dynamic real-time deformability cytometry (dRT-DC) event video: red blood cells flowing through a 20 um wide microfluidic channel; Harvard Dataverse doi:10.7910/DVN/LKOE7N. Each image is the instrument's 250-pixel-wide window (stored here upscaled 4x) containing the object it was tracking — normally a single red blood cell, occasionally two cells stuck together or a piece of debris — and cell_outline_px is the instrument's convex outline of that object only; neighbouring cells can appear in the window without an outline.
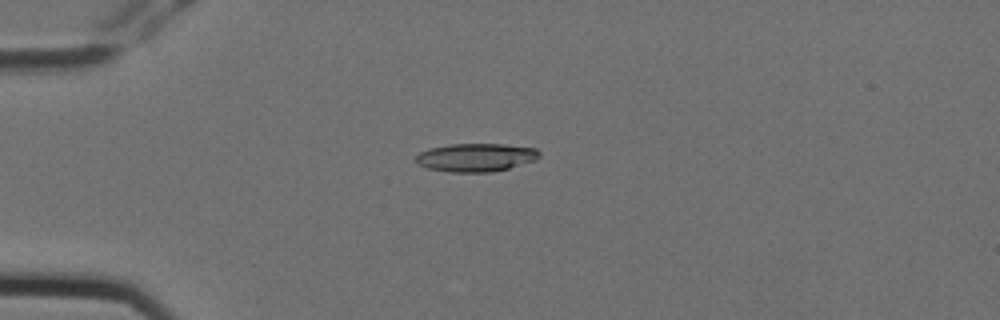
{"species": "Egyptian fruit bat (a non-hibernating species)", "species_latin": "Rousettus aegyptiacus", "temperature_condition": "cold", "stored_images_in_passage": 6, "camera_frame_rate_fps": 3000, "um_per_image_px": 0.085, "animal": {"sex": "female"}, "frame": {"image": 1, "passage_image": 1, "time_ms": 0.0, "image_size_px": [1000, 320], "cell_outline_px": [[540, 156], [536, 160], [508, 168], [488, 172], [448, 172], [428, 168], [420, 164], [416, 160], [416, 156], [420, 152], [428, 148], [448, 144], [504, 144], [536, 148], [540, 152]], "centroid_in_image_um": [40.46, 13.37], "position_along_channel_um": 44.5, "area_um2": 20.29}}
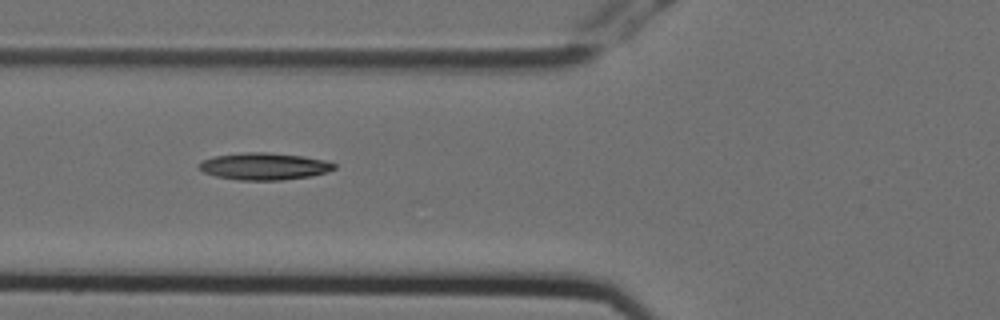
{"frame": {"image": 2, "passage_image": 3, "time_ms": 0.667, "image_size_px": [1000, 320], "cell_outline_px": [[336, 168], [328, 172], [312, 176], [280, 180], [240, 180], [216, 176], [204, 172], [196, 168], [196, 164], [204, 160], [216, 156], [244, 152], [268, 152], [304, 156], [324, 160], [336, 164]], "centroid_in_image_um": [22.46, 14.13], "position_along_channel_um": 103.3, "area_um2": 21.39}}
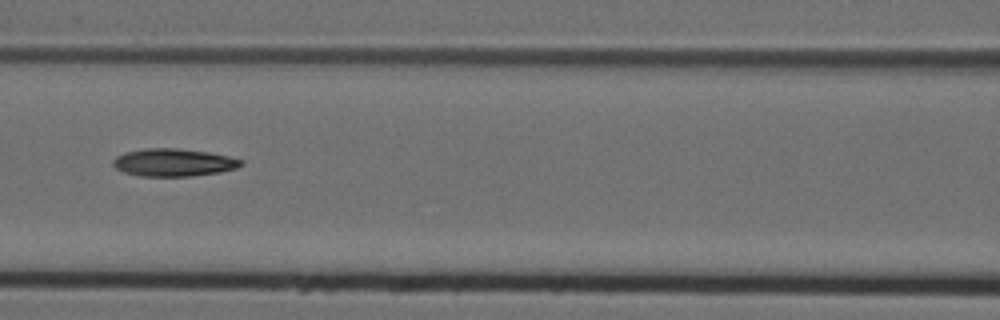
{"frame": {"image": 3, "passage_image": 4, "time_ms": 1.0, "image_size_px": [1000, 320], "cell_outline_px": [[244, 164], [236, 168], [220, 172], [192, 176], [140, 176], [124, 172], [116, 168], [112, 164], [112, 160], [116, 156], [124, 152], [144, 148], [176, 148], [208, 152], [228, 156], [244, 160]], "centroid_in_image_um": [14.74, 13.8], "position_along_channel_um": 151.9, "area_um2": 20.75}}